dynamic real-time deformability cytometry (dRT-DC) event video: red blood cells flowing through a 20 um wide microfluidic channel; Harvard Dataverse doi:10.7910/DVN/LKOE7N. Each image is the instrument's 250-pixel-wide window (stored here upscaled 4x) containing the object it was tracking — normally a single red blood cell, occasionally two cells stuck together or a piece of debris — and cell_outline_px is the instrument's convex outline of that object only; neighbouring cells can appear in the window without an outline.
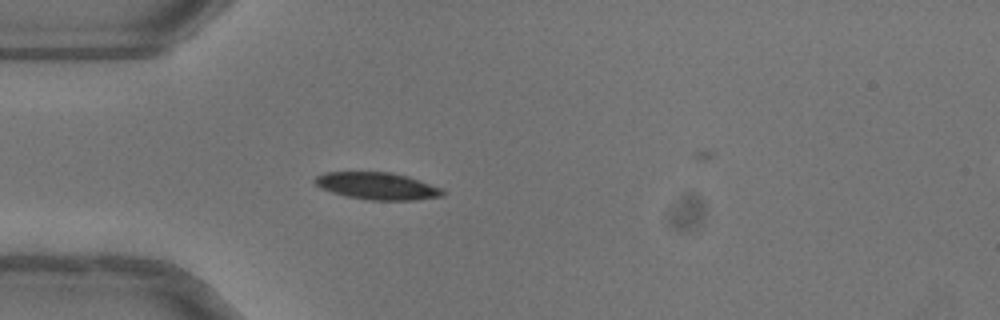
{"species": "common noctule bat (a hibernating species)", "species_latin": "Nyctalus noctula", "temperature_condition": "warm", "stored_images_in_passage": 32, "camera_frame_rate_fps": 3000, "um_per_image_px": 0.085, "animal": {"sex": "female"}, "frame": {"image": 1, "passage_image": 1, "time_ms": 0.0, "image_size_px": [1000, 320], "cell_outline_px": [[444, 196], [416, 200], [368, 200], [348, 196], [332, 192], [316, 184], [312, 180], [316, 176], [324, 172], [392, 172], [408, 176], [440, 188], [444, 192]], "centroid_in_image_um": [32.07, 15.8], "position_along_channel_um": 52.9, "area_um2": 20.06}}
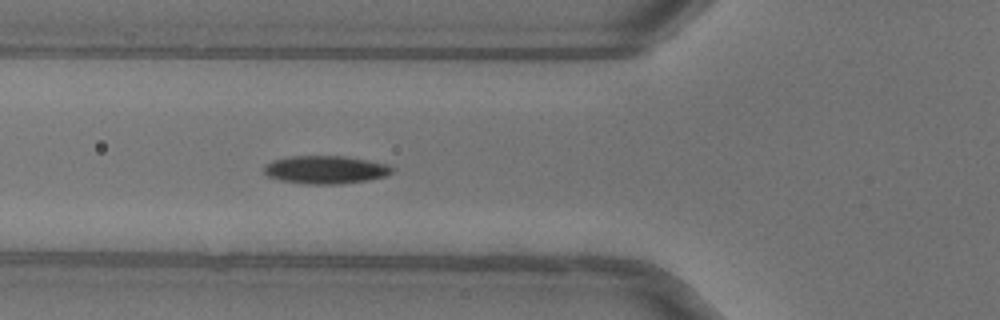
{"frame": {"image": 2, "passage_image": 5, "time_ms": 1.333, "image_size_px": [1000, 320], "cell_outline_px": [[396, 168], [388, 176], [368, 180], [340, 184], [308, 184], [280, 180], [268, 176], [264, 172], [264, 168], [272, 160], [288, 156], [344, 156], [368, 160], [388, 164]], "centroid_in_image_um": [27.72, 14.42], "position_along_channel_um": 98.1, "area_um2": 21.04}}